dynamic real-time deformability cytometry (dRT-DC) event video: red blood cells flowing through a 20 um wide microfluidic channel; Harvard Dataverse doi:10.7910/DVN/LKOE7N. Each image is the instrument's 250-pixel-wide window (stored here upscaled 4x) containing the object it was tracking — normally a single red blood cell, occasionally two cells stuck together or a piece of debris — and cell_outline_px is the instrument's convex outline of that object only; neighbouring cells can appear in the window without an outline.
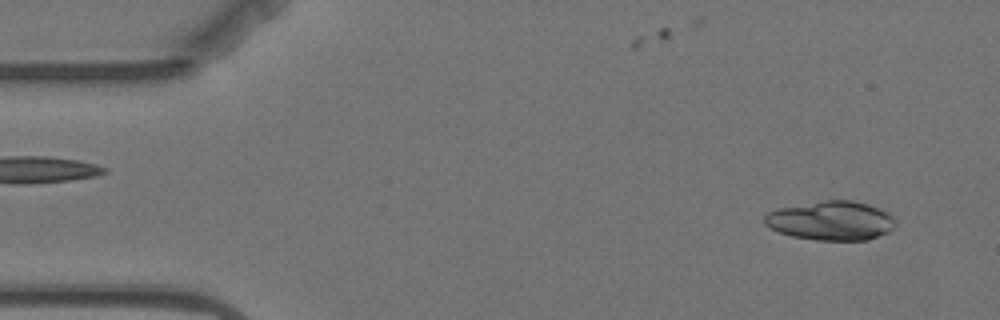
{"species": "Egyptian fruit bat (a non-hibernating species)", "species_latin": "Rousettus aegyptiacus", "temperature_condition": "warm", "stored_images_in_passage": 55, "camera_frame_rate_fps": 3000, "um_per_image_px": 0.085, "animal": {"sex": "female"}, "frame": {"image": 1, "passage_image": 2, "time_ms": 0.333, "image_size_px": [1000, 320], "cell_outline_px": [[896, 224], [888, 232], [868, 240], [816, 240], [792, 236], [780, 232], [764, 224], [764, 216], [768, 212], [780, 208], [824, 200], [852, 200], [868, 204], [888, 212], [896, 220]], "centroid_in_image_um": [70.66, 18.76], "position_along_channel_um": 14.3, "area_um2": 29.77}}